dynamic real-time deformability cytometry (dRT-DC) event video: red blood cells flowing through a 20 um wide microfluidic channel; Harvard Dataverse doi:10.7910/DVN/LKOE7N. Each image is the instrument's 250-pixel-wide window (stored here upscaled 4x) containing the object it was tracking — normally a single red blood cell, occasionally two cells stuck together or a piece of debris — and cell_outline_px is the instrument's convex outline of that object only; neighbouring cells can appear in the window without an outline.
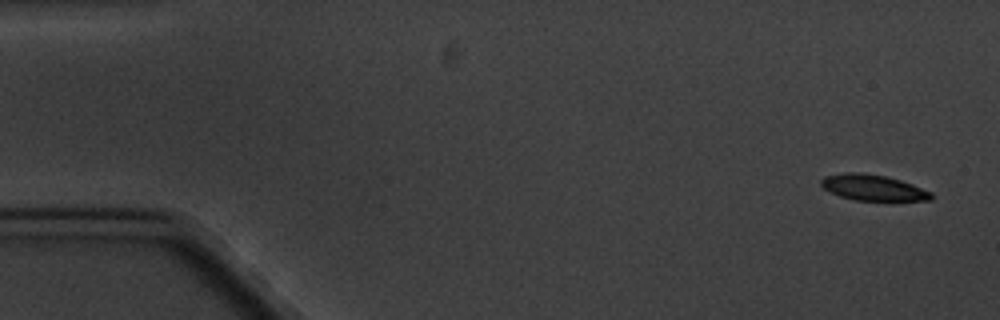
{"species": "common noctule bat (a hibernating species)", "species_latin": "Nyctalus noctula", "temperature_condition": "cold", "stored_images_in_passage": 4, "camera_frame_rate_fps": 3000, "um_per_image_px": 0.085, "animal": {"sex": "male", "body_mass_g": 20.1, "forearm_length_mm": 53.5}, "frame": {"image": 1, "passage_image": 1, "time_ms": 0.0, "image_size_px": [1000, 320], "cell_outline_px": [[932, 200], [892, 204], [856, 200], [840, 196], [824, 188], [820, 184], [820, 180], [824, 176], [844, 172], [864, 172], [884, 176], [900, 180], [912, 184], [932, 192]], "centroid_in_image_um": [74.29, 16.0], "position_along_channel_um": 10.7, "area_um2": 17.57}}
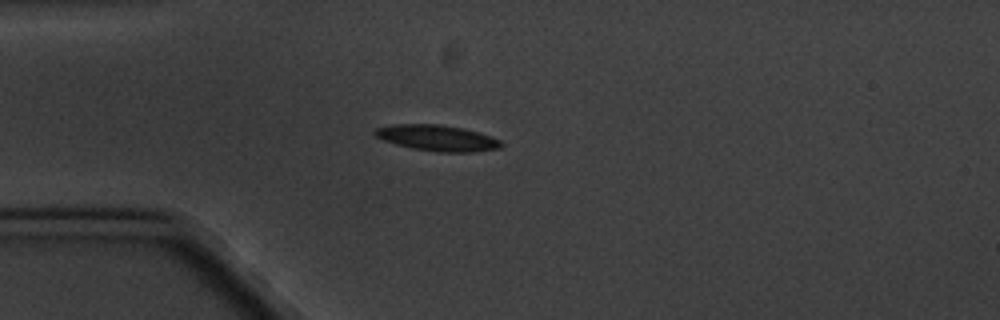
{"frame": {"image": 2, "passage_image": 4, "time_ms": 4.333, "image_size_px": [1000, 320], "cell_outline_px": [[504, 144], [500, 148], [472, 152], [436, 152], [412, 148], [396, 144], [384, 140], [376, 136], [372, 132], [376, 128], [396, 124], [440, 124], [464, 128], [500, 140]], "centroid_in_image_um": [37.16, 11.73], "position_along_channel_um": 47.8, "area_um2": 18.96}}